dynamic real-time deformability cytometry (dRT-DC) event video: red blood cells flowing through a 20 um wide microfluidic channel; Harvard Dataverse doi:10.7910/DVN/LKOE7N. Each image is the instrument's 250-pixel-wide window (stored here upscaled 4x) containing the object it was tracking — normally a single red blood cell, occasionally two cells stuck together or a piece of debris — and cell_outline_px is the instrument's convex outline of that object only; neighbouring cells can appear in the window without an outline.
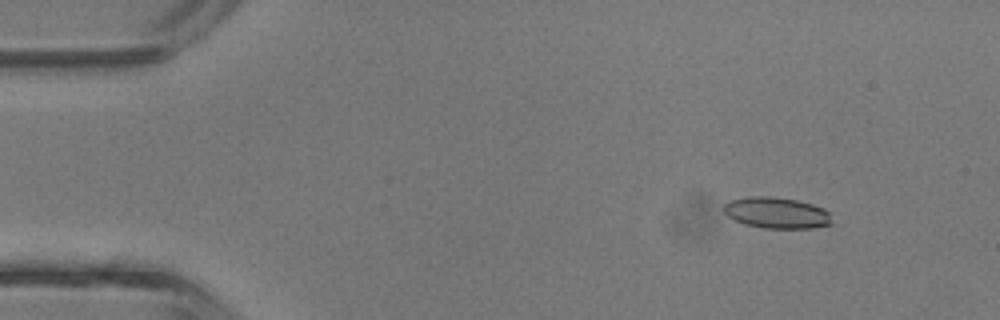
{"species": "common noctule bat (a hibernating species)", "species_latin": "Nyctalus noctula", "temperature_condition": "room temperature", "stored_images_in_passage": 41, "camera_frame_rate_fps": 3000, "um_per_image_px": 0.085, "animal": {"sex": "male", "body_mass_g": 13.3}, "frame": {"image": 1, "passage_image": 5, "time_ms": 1.333, "image_size_px": [1000, 320], "cell_outline_px": [[836, 224], [812, 228], [764, 228], [744, 224], [728, 216], [724, 212], [724, 204], [728, 200], [748, 196], [772, 196], [796, 200], [812, 204], [824, 208], [828, 212]], "centroid_in_image_um": [66.04, 18.09], "position_along_channel_um": 19.0, "area_um2": 19.88}}
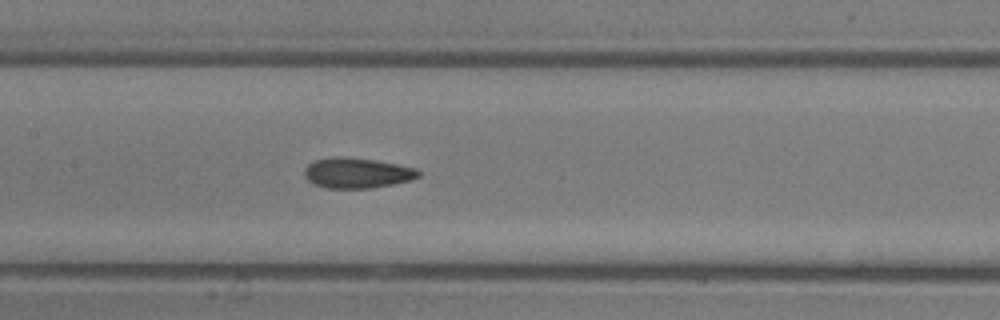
{"frame": {"image": 2, "passage_image": 20, "time_ms": 6.333, "image_size_px": [1000, 320], "cell_outline_px": [[420, 176], [412, 180], [392, 184], [368, 188], [328, 188], [316, 184], [308, 180], [304, 176], [304, 168], [308, 164], [316, 160], [332, 156], [340, 156], [372, 160], [396, 164], [416, 168], [420, 172]], "centroid_in_image_um": [30.34, 14.7], "position_along_channel_um": 177.1, "area_um2": 20.0}}
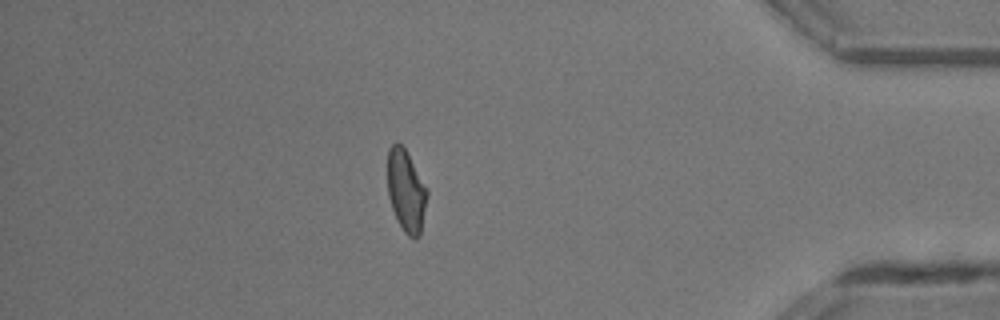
{"frame": {"image": 3, "passage_image": 36, "time_ms": 11.667, "image_size_px": [1000, 320], "cell_outline_px": [[428, 196], [420, 236], [416, 240], [408, 236], [404, 232], [396, 220], [388, 196], [388, 148], [396, 140], [404, 148], [428, 192]], "centroid_in_image_um": [34.51, 16.28], "position_along_channel_um": 400.7, "area_um2": 18.84}}